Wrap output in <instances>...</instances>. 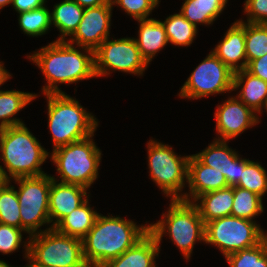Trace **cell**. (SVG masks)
Returning a JSON list of instances; mask_svg holds the SVG:
<instances>
[{
  "label": "cell",
  "instance_id": "cell-35",
  "mask_svg": "<svg viewBox=\"0 0 267 267\" xmlns=\"http://www.w3.org/2000/svg\"><path fill=\"white\" fill-rule=\"evenodd\" d=\"M112 5L119 6L134 20L147 19L160 4L159 0H111Z\"/></svg>",
  "mask_w": 267,
  "mask_h": 267
},
{
  "label": "cell",
  "instance_id": "cell-41",
  "mask_svg": "<svg viewBox=\"0 0 267 267\" xmlns=\"http://www.w3.org/2000/svg\"><path fill=\"white\" fill-rule=\"evenodd\" d=\"M13 0H0V10L7 5H11Z\"/></svg>",
  "mask_w": 267,
  "mask_h": 267
},
{
  "label": "cell",
  "instance_id": "cell-11",
  "mask_svg": "<svg viewBox=\"0 0 267 267\" xmlns=\"http://www.w3.org/2000/svg\"><path fill=\"white\" fill-rule=\"evenodd\" d=\"M233 82L234 72L211 51L184 82L178 96L196 100L231 93Z\"/></svg>",
  "mask_w": 267,
  "mask_h": 267
},
{
  "label": "cell",
  "instance_id": "cell-32",
  "mask_svg": "<svg viewBox=\"0 0 267 267\" xmlns=\"http://www.w3.org/2000/svg\"><path fill=\"white\" fill-rule=\"evenodd\" d=\"M229 267H267V237L254 247L225 257Z\"/></svg>",
  "mask_w": 267,
  "mask_h": 267
},
{
  "label": "cell",
  "instance_id": "cell-8",
  "mask_svg": "<svg viewBox=\"0 0 267 267\" xmlns=\"http://www.w3.org/2000/svg\"><path fill=\"white\" fill-rule=\"evenodd\" d=\"M147 154L151 180L162 190L165 197L170 200H184L182 191L188 183L190 155H178L172 146L155 139H150L147 143Z\"/></svg>",
  "mask_w": 267,
  "mask_h": 267
},
{
  "label": "cell",
  "instance_id": "cell-39",
  "mask_svg": "<svg viewBox=\"0 0 267 267\" xmlns=\"http://www.w3.org/2000/svg\"><path fill=\"white\" fill-rule=\"evenodd\" d=\"M77 2L82 8L98 7L106 4L109 0H73Z\"/></svg>",
  "mask_w": 267,
  "mask_h": 267
},
{
  "label": "cell",
  "instance_id": "cell-15",
  "mask_svg": "<svg viewBox=\"0 0 267 267\" xmlns=\"http://www.w3.org/2000/svg\"><path fill=\"white\" fill-rule=\"evenodd\" d=\"M228 141L213 139L204 150L194 154L203 164L223 173L228 186H236L241 178L242 171L251 161L240 157L238 152L229 148Z\"/></svg>",
  "mask_w": 267,
  "mask_h": 267
},
{
  "label": "cell",
  "instance_id": "cell-30",
  "mask_svg": "<svg viewBox=\"0 0 267 267\" xmlns=\"http://www.w3.org/2000/svg\"><path fill=\"white\" fill-rule=\"evenodd\" d=\"M10 181L0 185V223L21 228L20 204Z\"/></svg>",
  "mask_w": 267,
  "mask_h": 267
},
{
  "label": "cell",
  "instance_id": "cell-4",
  "mask_svg": "<svg viewBox=\"0 0 267 267\" xmlns=\"http://www.w3.org/2000/svg\"><path fill=\"white\" fill-rule=\"evenodd\" d=\"M48 128L52 134L53 150L85 139L95 133L98 119L87 112L79 101L66 93L45 94Z\"/></svg>",
  "mask_w": 267,
  "mask_h": 267
},
{
  "label": "cell",
  "instance_id": "cell-20",
  "mask_svg": "<svg viewBox=\"0 0 267 267\" xmlns=\"http://www.w3.org/2000/svg\"><path fill=\"white\" fill-rule=\"evenodd\" d=\"M240 89V90H239ZM236 96L256 114H262L267 102V82L249 73L246 69L234 72L233 91Z\"/></svg>",
  "mask_w": 267,
  "mask_h": 267
},
{
  "label": "cell",
  "instance_id": "cell-3",
  "mask_svg": "<svg viewBox=\"0 0 267 267\" xmlns=\"http://www.w3.org/2000/svg\"><path fill=\"white\" fill-rule=\"evenodd\" d=\"M0 153L4 164L1 168L7 181L46 174L41 166L50 157V152L41 146L25 124L1 130Z\"/></svg>",
  "mask_w": 267,
  "mask_h": 267
},
{
  "label": "cell",
  "instance_id": "cell-37",
  "mask_svg": "<svg viewBox=\"0 0 267 267\" xmlns=\"http://www.w3.org/2000/svg\"><path fill=\"white\" fill-rule=\"evenodd\" d=\"M246 70L252 75L267 82V53L258 59L252 60L247 65Z\"/></svg>",
  "mask_w": 267,
  "mask_h": 267
},
{
  "label": "cell",
  "instance_id": "cell-40",
  "mask_svg": "<svg viewBox=\"0 0 267 267\" xmlns=\"http://www.w3.org/2000/svg\"><path fill=\"white\" fill-rule=\"evenodd\" d=\"M12 78V74L5 69L4 63L0 61V86H2L5 82H8Z\"/></svg>",
  "mask_w": 267,
  "mask_h": 267
},
{
  "label": "cell",
  "instance_id": "cell-42",
  "mask_svg": "<svg viewBox=\"0 0 267 267\" xmlns=\"http://www.w3.org/2000/svg\"><path fill=\"white\" fill-rule=\"evenodd\" d=\"M2 165H0V183H5L7 182L6 178L4 177V174H3V171H2V168H1Z\"/></svg>",
  "mask_w": 267,
  "mask_h": 267
},
{
  "label": "cell",
  "instance_id": "cell-10",
  "mask_svg": "<svg viewBox=\"0 0 267 267\" xmlns=\"http://www.w3.org/2000/svg\"><path fill=\"white\" fill-rule=\"evenodd\" d=\"M256 222L234 216L207 222L204 243L217 247L224 257L254 247L267 237V232Z\"/></svg>",
  "mask_w": 267,
  "mask_h": 267
},
{
  "label": "cell",
  "instance_id": "cell-36",
  "mask_svg": "<svg viewBox=\"0 0 267 267\" xmlns=\"http://www.w3.org/2000/svg\"><path fill=\"white\" fill-rule=\"evenodd\" d=\"M244 13L247 23L267 24V0H245Z\"/></svg>",
  "mask_w": 267,
  "mask_h": 267
},
{
  "label": "cell",
  "instance_id": "cell-18",
  "mask_svg": "<svg viewBox=\"0 0 267 267\" xmlns=\"http://www.w3.org/2000/svg\"><path fill=\"white\" fill-rule=\"evenodd\" d=\"M212 52L233 72L247 68L243 19L232 23Z\"/></svg>",
  "mask_w": 267,
  "mask_h": 267
},
{
  "label": "cell",
  "instance_id": "cell-27",
  "mask_svg": "<svg viewBox=\"0 0 267 267\" xmlns=\"http://www.w3.org/2000/svg\"><path fill=\"white\" fill-rule=\"evenodd\" d=\"M161 22L164 25L169 43L174 46L187 48L198 34V27L186 20L180 12L169 15Z\"/></svg>",
  "mask_w": 267,
  "mask_h": 267
},
{
  "label": "cell",
  "instance_id": "cell-38",
  "mask_svg": "<svg viewBox=\"0 0 267 267\" xmlns=\"http://www.w3.org/2000/svg\"><path fill=\"white\" fill-rule=\"evenodd\" d=\"M47 0H13L12 5L17 13L28 12L45 6Z\"/></svg>",
  "mask_w": 267,
  "mask_h": 267
},
{
  "label": "cell",
  "instance_id": "cell-16",
  "mask_svg": "<svg viewBox=\"0 0 267 267\" xmlns=\"http://www.w3.org/2000/svg\"><path fill=\"white\" fill-rule=\"evenodd\" d=\"M87 191L88 189L82 186L58 182L51 178L49 218L52 228L90 197Z\"/></svg>",
  "mask_w": 267,
  "mask_h": 267
},
{
  "label": "cell",
  "instance_id": "cell-12",
  "mask_svg": "<svg viewBox=\"0 0 267 267\" xmlns=\"http://www.w3.org/2000/svg\"><path fill=\"white\" fill-rule=\"evenodd\" d=\"M96 77L110 75L113 71L143 76L149 64L141 56L134 37L107 38L95 51Z\"/></svg>",
  "mask_w": 267,
  "mask_h": 267
},
{
  "label": "cell",
  "instance_id": "cell-2",
  "mask_svg": "<svg viewBox=\"0 0 267 267\" xmlns=\"http://www.w3.org/2000/svg\"><path fill=\"white\" fill-rule=\"evenodd\" d=\"M121 218L119 215L99 214L94 226L82 239L83 255L91 267H101L133 247L148 232L149 225Z\"/></svg>",
  "mask_w": 267,
  "mask_h": 267
},
{
  "label": "cell",
  "instance_id": "cell-43",
  "mask_svg": "<svg viewBox=\"0 0 267 267\" xmlns=\"http://www.w3.org/2000/svg\"><path fill=\"white\" fill-rule=\"evenodd\" d=\"M0 267H14L6 263L4 260H0Z\"/></svg>",
  "mask_w": 267,
  "mask_h": 267
},
{
  "label": "cell",
  "instance_id": "cell-9",
  "mask_svg": "<svg viewBox=\"0 0 267 267\" xmlns=\"http://www.w3.org/2000/svg\"><path fill=\"white\" fill-rule=\"evenodd\" d=\"M20 204L21 229L30 236L52 228L49 218V192L51 175L20 177L14 179ZM49 227L41 229L42 226Z\"/></svg>",
  "mask_w": 267,
  "mask_h": 267
},
{
  "label": "cell",
  "instance_id": "cell-45",
  "mask_svg": "<svg viewBox=\"0 0 267 267\" xmlns=\"http://www.w3.org/2000/svg\"><path fill=\"white\" fill-rule=\"evenodd\" d=\"M264 111L267 113V102L264 105Z\"/></svg>",
  "mask_w": 267,
  "mask_h": 267
},
{
  "label": "cell",
  "instance_id": "cell-24",
  "mask_svg": "<svg viewBox=\"0 0 267 267\" xmlns=\"http://www.w3.org/2000/svg\"><path fill=\"white\" fill-rule=\"evenodd\" d=\"M84 14L82 8L73 0H63L56 3L53 10L50 11L51 25L59 30L57 41H67L78 28Z\"/></svg>",
  "mask_w": 267,
  "mask_h": 267
},
{
  "label": "cell",
  "instance_id": "cell-23",
  "mask_svg": "<svg viewBox=\"0 0 267 267\" xmlns=\"http://www.w3.org/2000/svg\"><path fill=\"white\" fill-rule=\"evenodd\" d=\"M89 204V198L70 214L63 217L53 228L64 235L83 239L99 215Z\"/></svg>",
  "mask_w": 267,
  "mask_h": 267
},
{
  "label": "cell",
  "instance_id": "cell-33",
  "mask_svg": "<svg viewBox=\"0 0 267 267\" xmlns=\"http://www.w3.org/2000/svg\"><path fill=\"white\" fill-rule=\"evenodd\" d=\"M236 186L263 198L267 193V171L258 161H250L242 171L240 181Z\"/></svg>",
  "mask_w": 267,
  "mask_h": 267
},
{
  "label": "cell",
  "instance_id": "cell-13",
  "mask_svg": "<svg viewBox=\"0 0 267 267\" xmlns=\"http://www.w3.org/2000/svg\"><path fill=\"white\" fill-rule=\"evenodd\" d=\"M216 121V140L237 138L247 129L260 123L261 118L246 106L236 95L230 96L222 104H218L214 113ZM260 119V120H259Z\"/></svg>",
  "mask_w": 267,
  "mask_h": 267
},
{
  "label": "cell",
  "instance_id": "cell-19",
  "mask_svg": "<svg viewBox=\"0 0 267 267\" xmlns=\"http://www.w3.org/2000/svg\"><path fill=\"white\" fill-rule=\"evenodd\" d=\"M160 249L156 238L148 232L133 247L101 267H157L156 258Z\"/></svg>",
  "mask_w": 267,
  "mask_h": 267
},
{
  "label": "cell",
  "instance_id": "cell-14",
  "mask_svg": "<svg viewBox=\"0 0 267 267\" xmlns=\"http://www.w3.org/2000/svg\"><path fill=\"white\" fill-rule=\"evenodd\" d=\"M112 10L111 0L98 7L84 8L81 22L67 42L95 51L110 37Z\"/></svg>",
  "mask_w": 267,
  "mask_h": 267
},
{
  "label": "cell",
  "instance_id": "cell-34",
  "mask_svg": "<svg viewBox=\"0 0 267 267\" xmlns=\"http://www.w3.org/2000/svg\"><path fill=\"white\" fill-rule=\"evenodd\" d=\"M22 233L26 232L21 228L0 223V253L3 255L15 253L24 243L23 247L25 253L23 255H25L24 258L28 260L29 238L27 239L28 241H23L24 234Z\"/></svg>",
  "mask_w": 267,
  "mask_h": 267
},
{
  "label": "cell",
  "instance_id": "cell-7",
  "mask_svg": "<svg viewBox=\"0 0 267 267\" xmlns=\"http://www.w3.org/2000/svg\"><path fill=\"white\" fill-rule=\"evenodd\" d=\"M76 265H89L84 259L81 239L59 233L54 228L29 237L28 263L23 267Z\"/></svg>",
  "mask_w": 267,
  "mask_h": 267
},
{
  "label": "cell",
  "instance_id": "cell-44",
  "mask_svg": "<svg viewBox=\"0 0 267 267\" xmlns=\"http://www.w3.org/2000/svg\"><path fill=\"white\" fill-rule=\"evenodd\" d=\"M71 267H91V266L90 265H76V266H71Z\"/></svg>",
  "mask_w": 267,
  "mask_h": 267
},
{
  "label": "cell",
  "instance_id": "cell-21",
  "mask_svg": "<svg viewBox=\"0 0 267 267\" xmlns=\"http://www.w3.org/2000/svg\"><path fill=\"white\" fill-rule=\"evenodd\" d=\"M139 24L138 38H134L141 56L148 64L168 43L162 22L155 18L136 20Z\"/></svg>",
  "mask_w": 267,
  "mask_h": 267
},
{
  "label": "cell",
  "instance_id": "cell-1",
  "mask_svg": "<svg viewBox=\"0 0 267 267\" xmlns=\"http://www.w3.org/2000/svg\"><path fill=\"white\" fill-rule=\"evenodd\" d=\"M26 58L36 64L47 81L41 89L43 95L65 93L58 84H77L96 77L94 50L67 41H52Z\"/></svg>",
  "mask_w": 267,
  "mask_h": 267
},
{
  "label": "cell",
  "instance_id": "cell-25",
  "mask_svg": "<svg viewBox=\"0 0 267 267\" xmlns=\"http://www.w3.org/2000/svg\"><path fill=\"white\" fill-rule=\"evenodd\" d=\"M227 2L228 0H184L179 12L196 27L199 24L208 26L221 15Z\"/></svg>",
  "mask_w": 267,
  "mask_h": 267
},
{
  "label": "cell",
  "instance_id": "cell-31",
  "mask_svg": "<svg viewBox=\"0 0 267 267\" xmlns=\"http://www.w3.org/2000/svg\"><path fill=\"white\" fill-rule=\"evenodd\" d=\"M247 65L267 53V24L245 22Z\"/></svg>",
  "mask_w": 267,
  "mask_h": 267
},
{
  "label": "cell",
  "instance_id": "cell-6",
  "mask_svg": "<svg viewBox=\"0 0 267 267\" xmlns=\"http://www.w3.org/2000/svg\"><path fill=\"white\" fill-rule=\"evenodd\" d=\"M94 134L52 150L51 162L56 166L57 178L53 180L66 184L79 185L89 189L99 177L102 158L101 149L94 142Z\"/></svg>",
  "mask_w": 267,
  "mask_h": 267
},
{
  "label": "cell",
  "instance_id": "cell-17",
  "mask_svg": "<svg viewBox=\"0 0 267 267\" xmlns=\"http://www.w3.org/2000/svg\"><path fill=\"white\" fill-rule=\"evenodd\" d=\"M188 193L184 200L194 202L200 195L229 187L223 175L216 169L203 164L194 154L188 161Z\"/></svg>",
  "mask_w": 267,
  "mask_h": 267
},
{
  "label": "cell",
  "instance_id": "cell-29",
  "mask_svg": "<svg viewBox=\"0 0 267 267\" xmlns=\"http://www.w3.org/2000/svg\"><path fill=\"white\" fill-rule=\"evenodd\" d=\"M18 14L19 28L27 36L38 37L45 35L52 27L50 9L46 5Z\"/></svg>",
  "mask_w": 267,
  "mask_h": 267
},
{
  "label": "cell",
  "instance_id": "cell-22",
  "mask_svg": "<svg viewBox=\"0 0 267 267\" xmlns=\"http://www.w3.org/2000/svg\"><path fill=\"white\" fill-rule=\"evenodd\" d=\"M234 186L200 195L193 203L197 206L204 223L231 216Z\"/></svg>",
  "mask_w": 267,
  "mask_h": 267
},
{
  "label": "cell",
  "instance_id": "cell-26",
  "mask_svg": "<svg viewBox=\"0 0 267 267\" xmlns=\"http://www.w3.org/2000/svg\"><path fill=\"white\" fill-rule=\"evenodd\" d=\"M38 96L40 95L19 90H0V128L24 124L15 115Z\"/></svg>",
  "mask_w": 267,
  "mask_h": 267
},
{
  "label": "cell",
  "instance_id": "cell-5",
  "mask_svg": "<svg viewBox=\"0 0 267 267\" xmlns=\"http://www.w3.org/2000/svg\"><path fill=\"white\" fill-rule=\"evenodd\" d=\"M169 201V208L166 213H162V218L156 223L148 224L149 232L159 246L167 233L184 258L190 261L197 241L205 242V223L193 202L182 199Z\"/></svg>",
  "mask_w": 267,
  "mask_h": 267
},
{
  "label": "cell",
  "instance_id": "cell-28",
  "mask_svg": "<svg viewBox=\"0 0 267 267\" xmlns=\"http://www.w3.org/2000/svg\"><path fill=\"white\" fill-rule=\"evenodd\" d=\"M262 200L263 198L257 194L238 186H234L231 216L255 221V218L264 212Z\"/></svg>",
  "mask_w": 267,
  "mask_h": 267
}]
</instances>
